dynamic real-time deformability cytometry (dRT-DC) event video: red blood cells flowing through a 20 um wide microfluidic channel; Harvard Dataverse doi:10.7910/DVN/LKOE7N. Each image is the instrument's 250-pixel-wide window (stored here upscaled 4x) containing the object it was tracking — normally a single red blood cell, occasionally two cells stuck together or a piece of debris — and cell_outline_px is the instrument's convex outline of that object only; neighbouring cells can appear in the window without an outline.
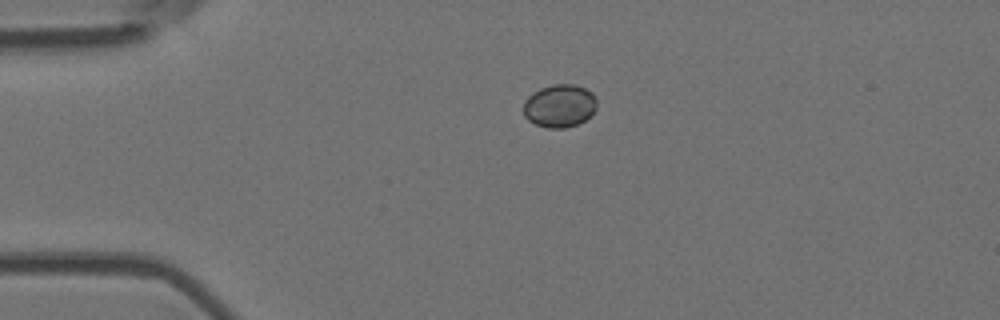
{"species": "Egyptian fruit bat (a non-hibernating species)", "species_latin": "Rousettus aegyptiacus", "temperature_condition": "room temperature", "stored_images_in_passage": 2, "camera_frame_rate_fps": 3000, "um_per_image_px": 0.085, "animal": {"sex": "female"}, "frame": {"image": 1, "passage_image": 1, "time_ms": 0.0, "image_size_px": [1000, 320], "cell_outline_px": [[596, 108], [584, 120], [576, 124], [564, 128], [548, 128], [536, 124], [528, 120], [524, 116], [524, 100], [532, 92], [540, 88], [552, 84], [576, 84], [592, 92], [596, 96]], "centroid_in_image_um": [47.55, 8.97], "position_along_channel_um": 37.5, "area_um2": 18.38}}